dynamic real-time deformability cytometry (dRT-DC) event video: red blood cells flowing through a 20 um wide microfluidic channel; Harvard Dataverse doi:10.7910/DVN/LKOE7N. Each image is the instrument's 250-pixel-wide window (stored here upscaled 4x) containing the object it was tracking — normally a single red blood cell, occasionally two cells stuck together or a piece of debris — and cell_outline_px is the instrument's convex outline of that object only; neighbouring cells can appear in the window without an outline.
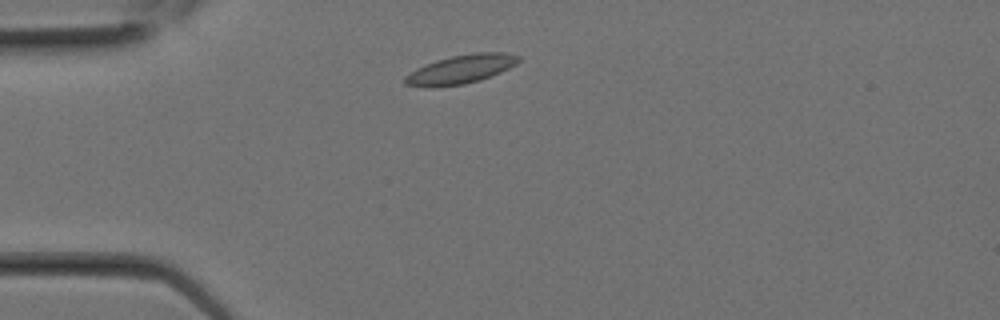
{"species": "Egyptian fruit bat (a non-hibernating species)", "species_latin": "Rousettus aegyptiacus", "temperature_condition": "room temperature", "stored_images_in_passage": 1, "camera_frame_rate_fps": 3000, "um_per_image_px": 0.085, "animal": {"sex": "female"}, "frame": {"image": 1, "passage_image": 1, "time_ms": 0.0, "image_size_px": [1000, 320], "cell_outline_px": [[520, 60], [516, 64], [500, 72], [480, 80], [464, 84], [436, 88], [428, 88], [404, 84], [404, 76], [416, 68], [436, 60], [452, 56], [476, 52], [508, 52], [520, 56]], "centroid_in_image_um": [39.15, 5.9], "position_along_channel_um": 45.9, "area_um2": 19.25}}